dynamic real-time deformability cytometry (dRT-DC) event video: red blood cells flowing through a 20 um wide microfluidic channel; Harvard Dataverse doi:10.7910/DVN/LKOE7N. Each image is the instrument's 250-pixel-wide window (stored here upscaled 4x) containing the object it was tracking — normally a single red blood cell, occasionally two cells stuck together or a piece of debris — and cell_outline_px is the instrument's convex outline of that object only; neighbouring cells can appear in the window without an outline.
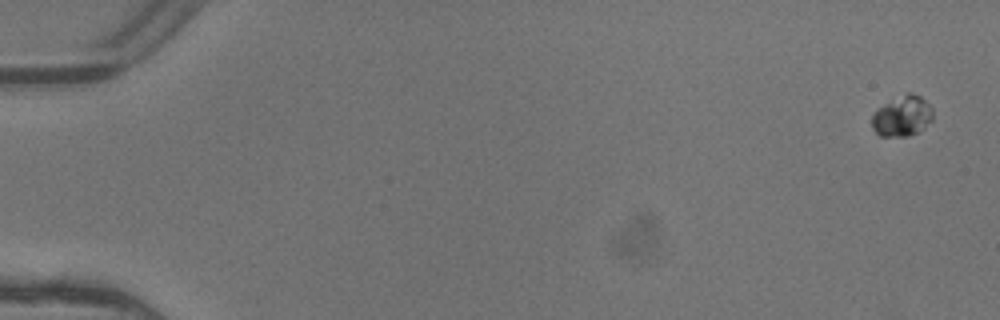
{"species": "common noctule bat (a hibernating species)", "species_latin": "Nyctalus noctula", "temperature_condition": "warm", "stored_images_in_passage": 8, "camera_frame_rate_fps": 3000, "um_per_image_px": 0.085, "animal": {"sex": "female"}, "frame": {"image": 1, "passage_image": 1, "time_ms": 0.0, "image_size_px": [1000, 320], "cell_outline_px": [[932, 120], [916, 132], [908, 136], [880, 136], [872, 128], [872, 116], [884, 104], [908, 92], [912, 92], [920, 96], [932, 108]], "centroid_in_image_um": [76.69, 9.87], "position_along_channel_um": 8.3, "area_um2": 13.99}}
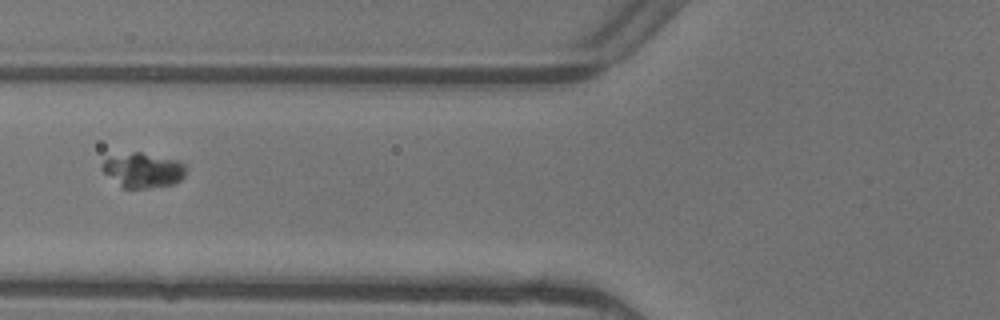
{"frame": {"image": 2, "passage_image": 7, "time_ms": 2.0, "image_size_px": [1000, 320], "cell_outline_px": [[188, 168], [184, 176], [180, 180], [172, 184], [148, 188], [120, 188], [100, 168], [100, 164], [104, 160], [132, 152], [140, 152], [176, 160], [184, 164]], "centroid_in_image_um": [12.16, 14.49], "position_along_channel_um": 113.6, "area_um2": 16.88}}
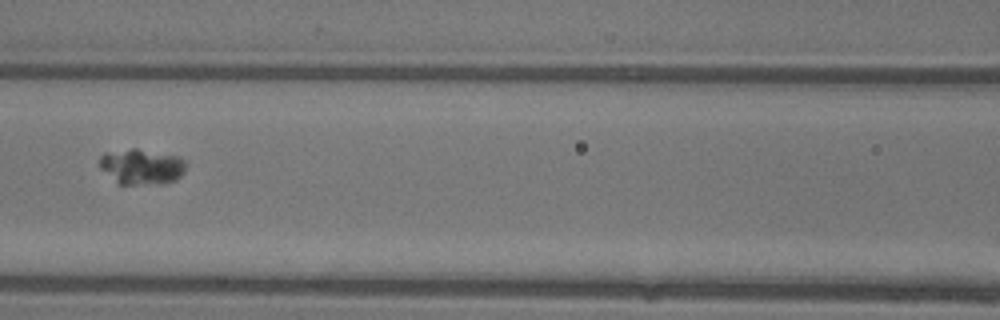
{"frame": {"image": 3, "passage_image": 8, "time_ms": 2.333, "image_size_px": [1000, 320], "cell_outline_px": [[184, 172], [176, 180], [160, 184], [120, 184], [100, 168], [100, 156], [104, 152], [132, 148], [136, 148], [176, 156], [184, 160]], "centroid_in_image_um": [12.02, 14.16], "position_along_channel_um": 154.6, "area_um2": 17.69}}